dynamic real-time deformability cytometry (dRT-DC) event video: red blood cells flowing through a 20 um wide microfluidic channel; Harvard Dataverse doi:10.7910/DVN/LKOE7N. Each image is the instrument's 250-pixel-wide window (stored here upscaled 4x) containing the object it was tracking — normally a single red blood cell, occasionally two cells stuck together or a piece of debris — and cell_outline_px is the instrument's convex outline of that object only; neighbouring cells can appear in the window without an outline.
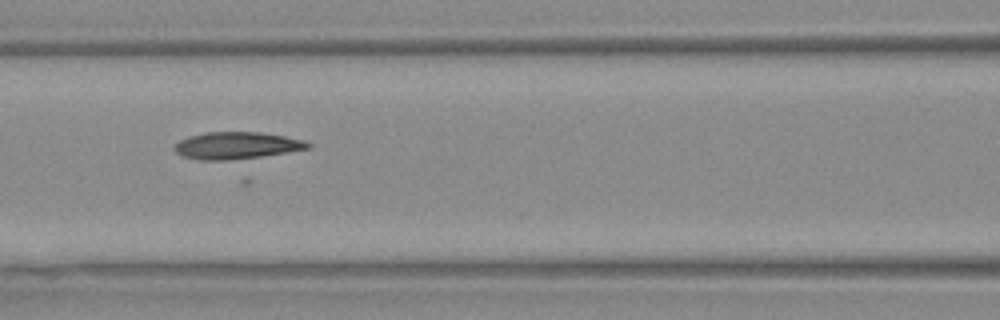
{"species": "Egyptian fruit bat (a non-hibernating species)", "species_latin": "Rousettus aegyptiacus", "temperature_condition": "warm", "stored_images_in_passage": 38, "camera_frame_rate_fps": 3000, "um_per_image_px": 0.085, "animal": {"sex": "female"}, "frame": {"image": 1, "passage_image": 8, "time_ms": 2.333, "image_size_px": [1000, 320], "cell_outline_px": [[312, 148], [260, 156], [228, 160], [200, 160], [184, 156], [176, 152], [172, 148], [180, 140], [188, 136], [204, 132], [260, 132], [284, 136], [304, 140], [312, 144]], "centroid_in_image_um": [20.11, 12.36], "position_along_channel_um": 146.5, "area_um2": 20.92}}
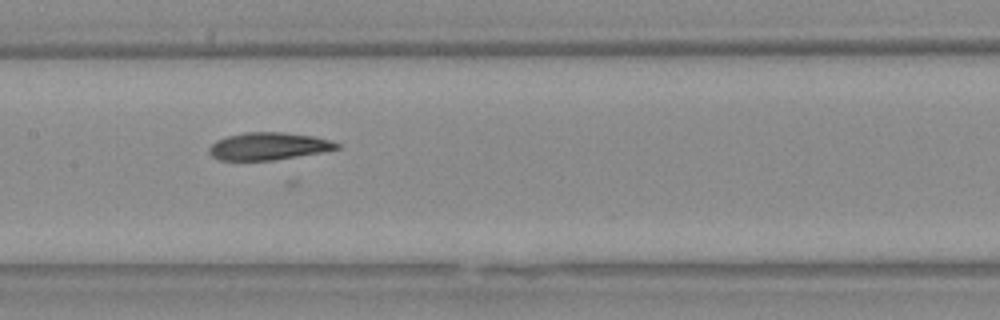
{"frame": {"image": 2, "passage_image": 11, "time_ms": 3.333, "image_size_px": [1000, 320], "cell_outline_px": [[340, 148], [324, 152], [272, 160], [220, 160], [212, 156], [208, 152], [208, 148], [216, 140], [228, 136], [244, 132], [284, 132], [312, 136], [328, 140], [340, 144]], "centroid_in_image_um": [22.81, 12.43], "position_along_channel_um": 184.6, "area_um2": 20.35}}
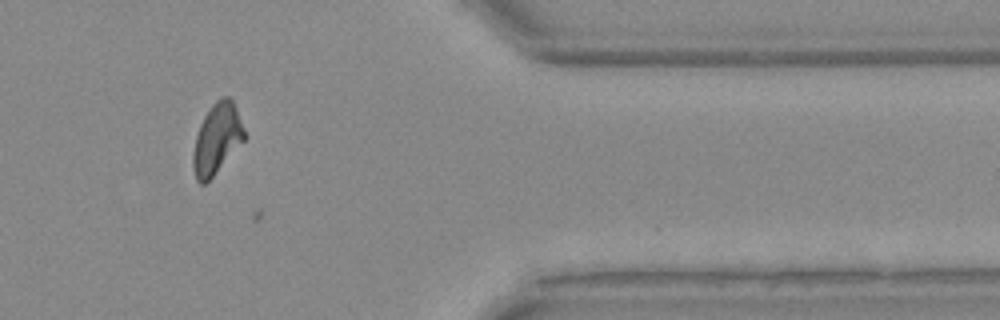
{"frame": {"image": 3, "passage_image": 29, "time_ms": 9.333, "image_size_px": [1000, 320], "cell_outline_px": [[248, 136], [212, 176], [204, 184], [200, 184], [196, 180], [192, 164], [192, 156], [196, 136], [200, 124], [204, 116], [212, 104], [216, 100], [224, 96], [228, 96], [232, 100], [236, 108]], "centroid_in_image_um": [18.44, 11.78], "position_along_channel_um": 393.0, "area_um2": 20.92}}